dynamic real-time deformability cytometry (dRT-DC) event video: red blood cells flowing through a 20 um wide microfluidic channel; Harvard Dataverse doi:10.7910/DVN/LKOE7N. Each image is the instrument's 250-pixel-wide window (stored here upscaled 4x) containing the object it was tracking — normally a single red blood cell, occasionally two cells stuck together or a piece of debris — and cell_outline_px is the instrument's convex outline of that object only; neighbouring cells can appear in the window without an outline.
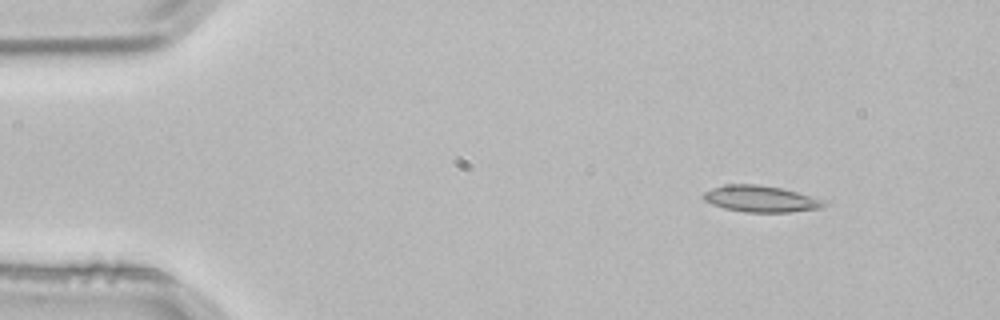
{"species": "common noctule bat (a hibernating species)", "species_latin": "Nyctalus noctula", "temperature_condition": "room temperature", "stored_images_in_passage": 3, "camera_frame_rate_fps": 3000, "um_per_image_px": 0.085, "animal": {"sex": "male", "body_mass_g": 21.5, "forearm_length_mm": 52.0}, "frame": {"image": 1, "passage_image": 1, "time_ms": 0.0, "image_size_px": [1000, 320], "cell_outline_px": [[832, 200], [824, 208], [792, 212], [744, 212], [724, 208], [712, 204], [704, 200], [700, 196], [704, 192], [712, 188], [728, 184], [756, 184], [780, 188]], "centroid_in_image_um": [64.76, 16.91], "position_along_channel_um": 20.2, "area_um2": 19.02}}
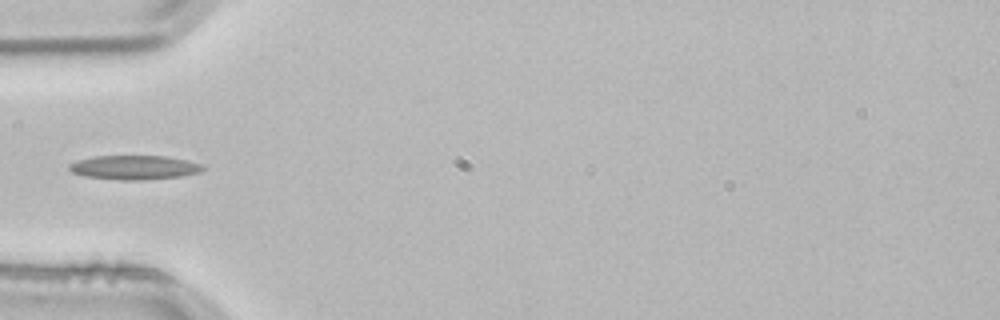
{"frame": {"image": 2, "passage_image": 3, "time_ms": 0.667, "image_size_px": [1000, 320], "cell_outline_px": [[204, 168], [200, 172], [180, 176], [144, 180], [116, 180], [84, 176], [72, 172], [68, 168], [68, 164], [76, 160], [92, 156], [168, 156], [200, 164]], "centroid_in_image_um": [11.34, 14.23], "position_along_channel_um": 73.7, "area_um2": 18.84}}